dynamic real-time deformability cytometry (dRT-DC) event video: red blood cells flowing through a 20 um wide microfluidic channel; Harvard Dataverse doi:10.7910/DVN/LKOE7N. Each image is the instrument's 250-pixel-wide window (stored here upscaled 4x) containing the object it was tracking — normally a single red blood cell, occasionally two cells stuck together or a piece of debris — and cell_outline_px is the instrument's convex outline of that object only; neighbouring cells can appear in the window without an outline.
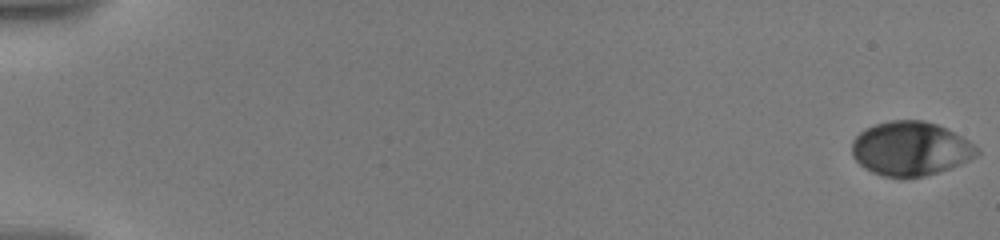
{"species": "human", "species_latin": "Homo sapiens", "temperature_condition": "warm", "stored_images_in_passage": 63, "camera_frame_rate_fps": 3000, "um_per_image_px": 0.085, "donor": {"sex": "male"}, "frame": {"image": 1, "passage_image": 1, "time_ms": 0.0, "image_size_px": [1000, 240], "cell_outline_px": [[980, 152], [976, 156], [960, 164], [924, 176], [884, 176], [872, 172], [864, 168], [852, 156], [852, 140], [864, 128], [876, 124], [892, 120], [924, 120], [936, 124], [968, 140]], "centroid_in_image_um": [77.35, 12.62], "position_along_channel_um": 7.6, "area_um2": 38.84}}
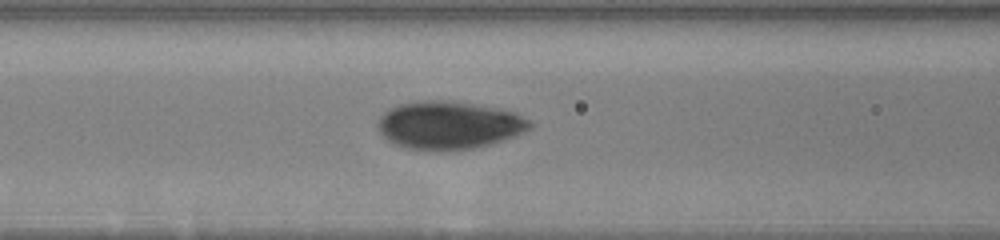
{"frame": {"image": 2, "passage_image": 42, "time_ms": 8.667, "image_size_px": [1000, 240], "cell_outline_px": [[532, 128], [516, 136], [488, 144], [472, 148], [440, 152], [408, 148], [392, 144], [380, 132], [376, 124], [380, 116], [388, 108], [400, 104], [420, 100], [448, 100], [500, 108], [516, 112], [532, 120]], "centroid_in_image_um": [38.17, 10.64], "position_along_channel_um": 128.4, "area_um2": 43.06}}
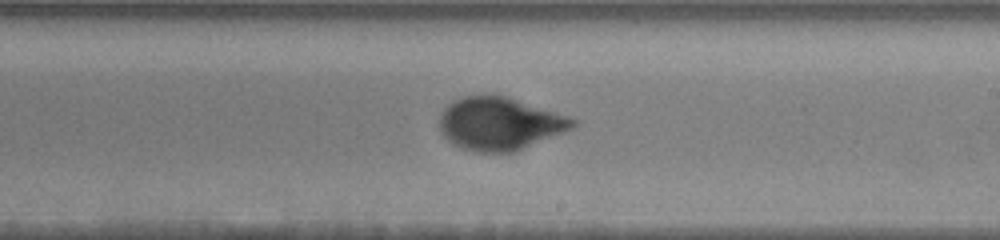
{"frame": {"image": 3, "passage_image": 62, "time_ms": 12.0, "image_size_px": [1000, 240], "cell_outline_px": [[580, 120], [572, 128], [512, 152], [476, 152], [460, 148], [452, 144], [440, 132], [440, 112], [452, 100], [464, 96], [492, 92], [508, 96]], "centroid_in_image_um": [42.42, 10.47], "position_along_channel_um": 246.6, "area_um2": 41.38}}